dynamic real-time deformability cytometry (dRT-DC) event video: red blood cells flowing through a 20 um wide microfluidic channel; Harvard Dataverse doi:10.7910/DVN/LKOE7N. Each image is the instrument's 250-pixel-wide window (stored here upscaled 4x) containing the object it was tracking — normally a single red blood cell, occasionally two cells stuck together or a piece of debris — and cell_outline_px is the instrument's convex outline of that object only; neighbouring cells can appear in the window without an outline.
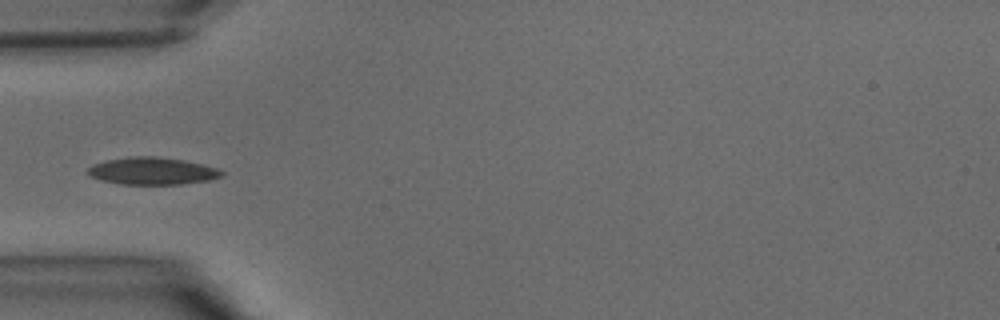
{"species": "common noctule bat (a hibernating species)", "species_latin": "Nyctalus noctula", "temperature_condition": "warm", "stored_images_in_passage": 39, "camera_frame_rate_fps": 3000, "um_per_image_px": 0.085, "animal": {"sex": "male", "body_mass_g": 15.6}, "frame": {"image": 1, "passage_image": 12, "time_ms": 3.667, "image_size_px": [1000, 320], "cell_outline_px": [[224, 176], [208, 180], [180, 184], [120, 184], [100, 180], [88, 176], [84, 172], [92, 164], [108, 160], [128, 156], [160, 156], [184, 160], [204, 164], [216, 168], [224, 172]], "centroid_in_image_um": [12.9, 14.53], "position_along_channel_um": 72.1, "area_um2": 21.56}}
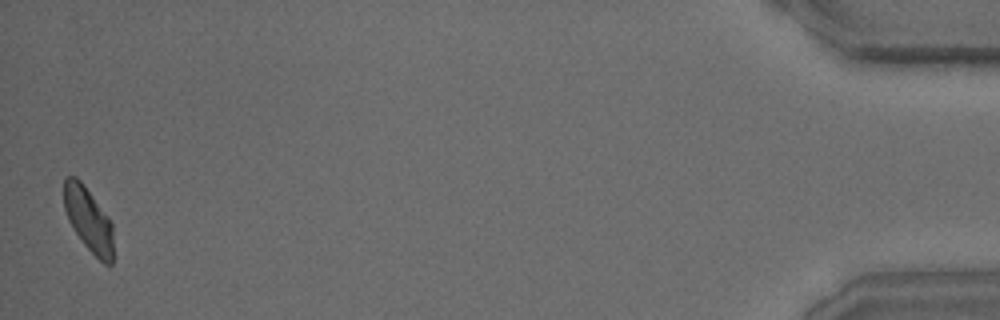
{"frame": {"image": 2, "passage_image": 39, "time_ms": 12.667, "image_size_px": [1000, 320], "cell_outline_px": [[112, 264], [104, 264], [84, 244], [68, 220], [64, 208], [64, 180], [68, 176], [76, 176], [84, 184], [112, 224]], "centroid_in_image_um": [7.5, 18.64], "position_along_channel_um": 427.7, "area_um2": 17.98}}